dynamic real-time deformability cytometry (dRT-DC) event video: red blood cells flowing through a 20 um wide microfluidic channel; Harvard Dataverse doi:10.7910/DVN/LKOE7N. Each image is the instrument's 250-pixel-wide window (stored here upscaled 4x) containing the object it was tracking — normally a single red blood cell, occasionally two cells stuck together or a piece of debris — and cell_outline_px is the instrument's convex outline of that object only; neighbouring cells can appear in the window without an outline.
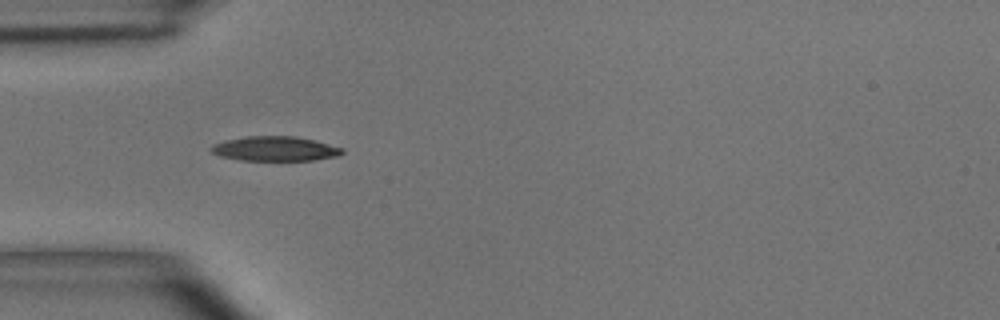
{"species": "common noctule bat (a hibernating species)", "species_latin": "Nyctalus noctula", "temperature_condition": "room temperature", "stored_images_in_passage": 2, "camera_frame_rate_fps": 3000, "um_per_image_px": 0.085, "animal": {"sex": "male", "body_mass_g": 15.6}, "frame": {"image": 1, "passage_image": 1, "time_ms": 0.0, "image_size_px": [1000, 320], "cell_outline_px": [[344, 152], [340, 156], [316, 160], [240, 160], [220, 156], [212, 152], [208, 148], [224, 140], [248, 136], [292, 136], [312, 140], [344, 148]], "centroid_in_image_um": [23.4, 12.65], "position_along_channel_um": 61.6, "area_um2": 18.73}}
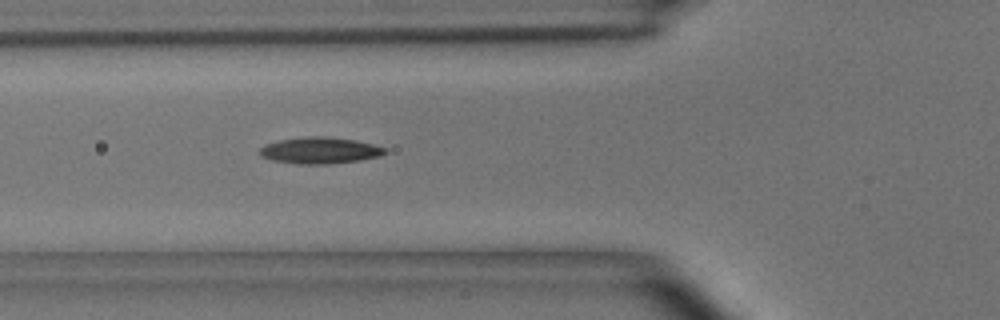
{"frame": {"image": 2, "passage_image": 2, "time_ms": 1.0, "image_size_px": [1000, 320], "cell_outline_px": [[388, 152], [380, 156], [360, 160], [328, 164], [300, 164], [272, 160], [260, 156], [260, 148], [264, 144], [280, 140], [308, 136], [324, 136], [356, 140], [372, 144], [384, 148]], "centroid_in_image_um": [27.18, 12.79], "position_along_channel_um": 98.6, "area_um2": 19.25}}